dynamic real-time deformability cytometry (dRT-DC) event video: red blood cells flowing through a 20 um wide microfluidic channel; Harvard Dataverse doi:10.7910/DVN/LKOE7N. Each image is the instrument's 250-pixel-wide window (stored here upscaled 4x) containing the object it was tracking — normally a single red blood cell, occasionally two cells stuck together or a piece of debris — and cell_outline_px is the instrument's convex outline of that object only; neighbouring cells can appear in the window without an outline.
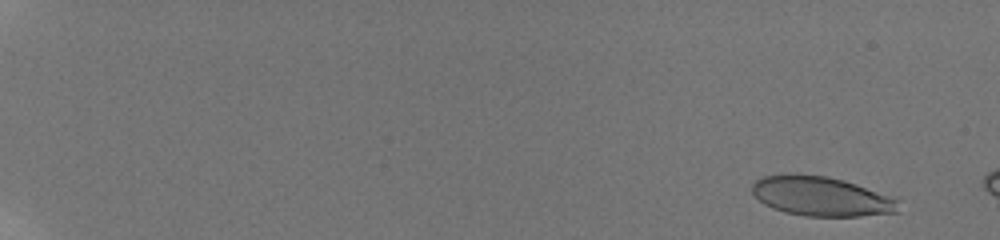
{"species": "human", "species_latin": "Homo sapiens", "temperature_condition": "room temperature", "stored_images_in_passage": 14, "camera_frame_rate_fps": 3000, "um_per_image_px": 0.085, "donor": {"sex": "male"}, "frame": {"image": 1, "passage_image": 4, "time_ms": 1.0, "image_size_px": [1000, 240], "cell_outline_px": [[900, 212], [860, 216], [804, 216], [784, 212], [772, 208], [764, 204], [752, 192], [752, 184], [756, 180], [764, 176], [788, 172], [796, 172], [828, 176], [844, 180], [900, 196]], "centroid_in_image_um": [69.9, 16.66], "position_along_channel_um": 15.1, "area_um2": 34.91}}